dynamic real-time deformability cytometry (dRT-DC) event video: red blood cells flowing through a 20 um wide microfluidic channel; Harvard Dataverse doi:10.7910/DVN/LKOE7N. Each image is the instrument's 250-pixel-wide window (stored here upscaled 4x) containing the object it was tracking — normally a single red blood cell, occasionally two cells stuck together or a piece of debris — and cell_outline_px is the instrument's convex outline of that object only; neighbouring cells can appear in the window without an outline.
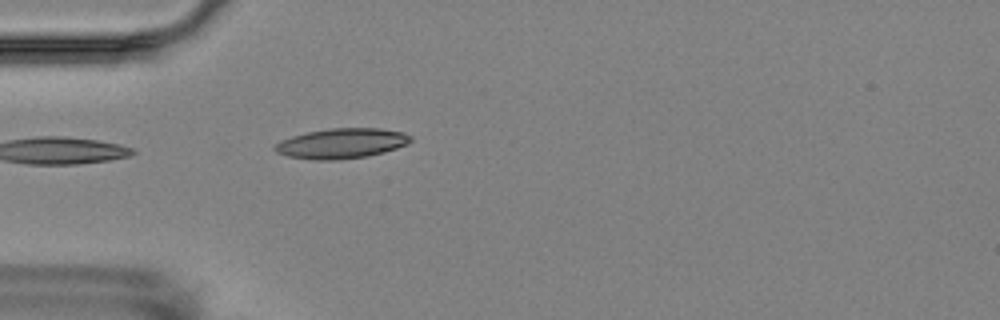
{"species": "Egyptian fruit bat (a non-hibernating species)", "species_latin": "Rousettus aegyptiacus", "temperature_condition": "room temperature", "stored_images_in_passage": 2, "camera_frame_rate_fps": 3000, "um_per_image_px": 0.085, "animal": {"sex": "female"}, "frame": {"image": 1, "passage_image": 2, "time_ms": 1.0, "image_size_px": [1000, 320], "cell_outline_px": [[412, 140], [408, 144], [384, 152], [368, 156], [340, 160], [312, 160], [288, 156], [276, 152], [272, 148], [280, 140], [292, 136], [308, 132], [328, 128], [380, 128], [404, 132], [412, 136]], "centroid_in_image_um": [29.04, 12.19], "position_along_channel_um": 56.0, "area_um2": 24.04}}